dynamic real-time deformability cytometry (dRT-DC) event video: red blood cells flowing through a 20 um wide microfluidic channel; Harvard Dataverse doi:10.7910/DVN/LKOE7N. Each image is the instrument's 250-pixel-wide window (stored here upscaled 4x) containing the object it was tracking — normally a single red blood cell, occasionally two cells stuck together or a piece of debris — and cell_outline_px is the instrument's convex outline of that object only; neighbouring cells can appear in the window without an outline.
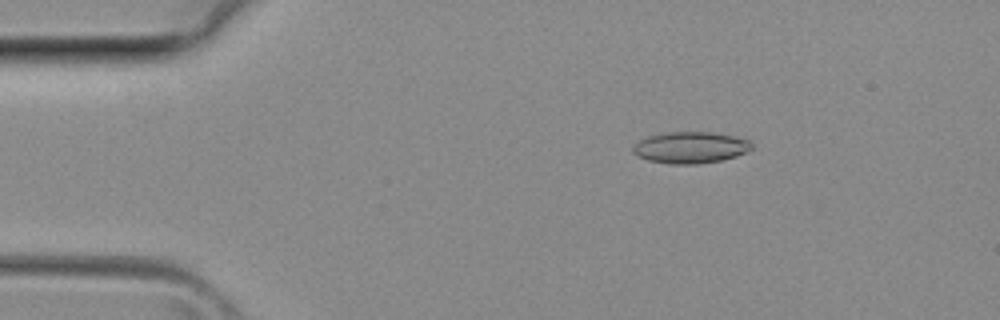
{"species": "common noctule bat (a hibernating species)", "species_latin": "Nyctalus noctula", "temperature_condition": "room temperature", "stored_images_in_passage": 5, "camera_frame_rate_fps": 3000, "um_per_image_px": 0.085, "animal": {"sex": "female", "body_mass_g": 29.2, "forearm_length_mm": 56.3}, "frame": {"image": 1, "passage_image": 2, "time_ms": 0.333, "image_size_px": [1000, 320], "cell_outline_px": [[740, 152], [728, 156], [712, 160], [656, 160], [644, 156], [664, 136], [720, 136], [736, 140]], "centroid_in_image_um": [58.92, 12.6], "position_along_channel_um": 26.1, "area_um2": 13.76}}